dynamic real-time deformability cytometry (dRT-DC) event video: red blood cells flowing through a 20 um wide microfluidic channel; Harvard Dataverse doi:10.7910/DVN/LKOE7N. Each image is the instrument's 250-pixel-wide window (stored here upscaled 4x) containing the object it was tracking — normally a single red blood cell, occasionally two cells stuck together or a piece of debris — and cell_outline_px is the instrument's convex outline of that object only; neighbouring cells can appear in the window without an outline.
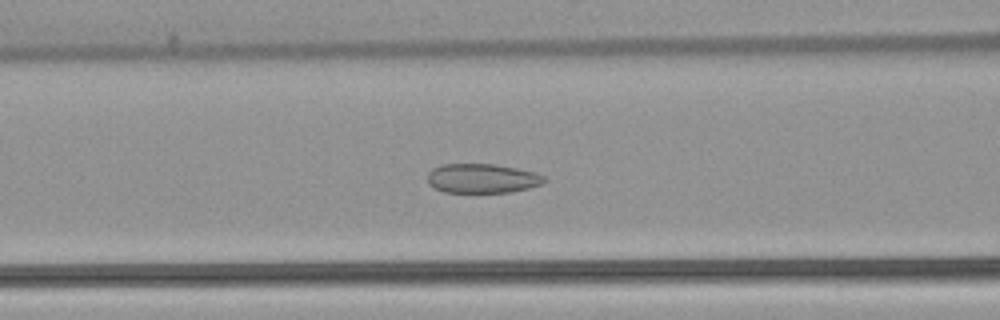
{"species": "common noctule bat (a hibernating species)", "species_latin": "Nyctalus noctula", "temperature_condition": "warm", "stored_images_in_passage": 53, "camera_frame_rate_fps": 3000, "um_per_image_px": 0.085, "animal": {"sex": "female", "body_mass_g": 22.7, "forearm_length_mm": 54.2}, "frame": {"image": 1, "passage_image": 22, "time_ms": 7.0, "image_size_px": [1000, 320], "cell_outline_px": [[548, 180], [544, 184], [512, 192], [444, 192], [428, 184], [428, 172], [432, 168], [440, 164], [496, 164], [536, 172], [544, 176]], "centroid_in_image_um": [41.01, 15.16], "position_along_channel_um": 125.6, "area_um2": 20.17}}
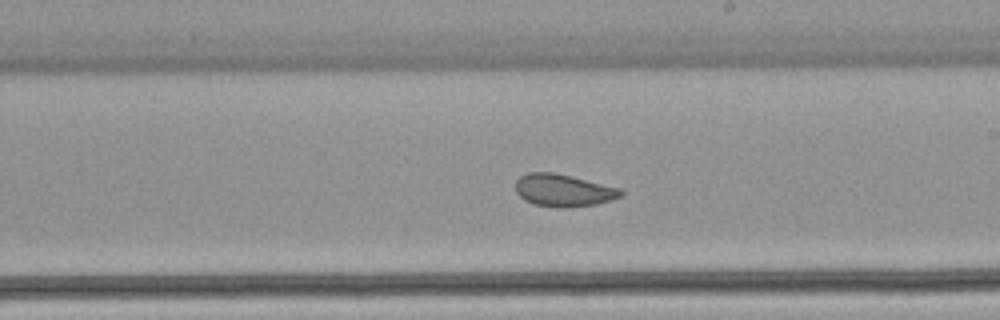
{"frame": {"image": 2, "passage_image": 31, "time_ms": 10.0, "image_size_px": [1000, 320], "cell_outline_px": [[624, 192], [620, 196], [596, 204], [564, 208], [560, 208], [532, 204], [524, 200], [516, 192], [516, 180], [520, 176], [528, 172], [556, 172], [620, 188]], "centroid_in_image_um": [47.85, 16.17], "position_along_channel_um": 241.2, "area_um2": 19.88}}
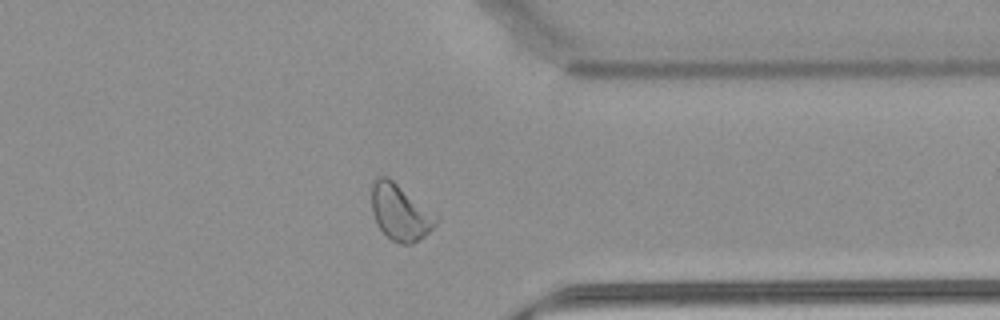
{"frame": {"image": 3, "passage_image": 42, "time_ms": 13.667, "image_size_px": [1000, 320], "cell_outline_px": [[440, 220], [420, 240], [412, 244], [400, 244], [392, 240], [380, 228], [372, 212], [372, 180], [380, 176], [388, 176], [440, 216]], "centroid_in_image_um": [34.05, 18.03], "position_along_channel_um": 377.3, "area_um2": 21.27}, "authors_computed_cell_mechanics": {"area_um2": 22.7732, "velocity_mm_per_s": 3.8741, "shape_relaxation_time_tau1_ms": null, "shape_relaxation_time_tau2_ms": 1.0728, "deformation_change_tau1": null, "deformation_change_tau2": 0.0658}}